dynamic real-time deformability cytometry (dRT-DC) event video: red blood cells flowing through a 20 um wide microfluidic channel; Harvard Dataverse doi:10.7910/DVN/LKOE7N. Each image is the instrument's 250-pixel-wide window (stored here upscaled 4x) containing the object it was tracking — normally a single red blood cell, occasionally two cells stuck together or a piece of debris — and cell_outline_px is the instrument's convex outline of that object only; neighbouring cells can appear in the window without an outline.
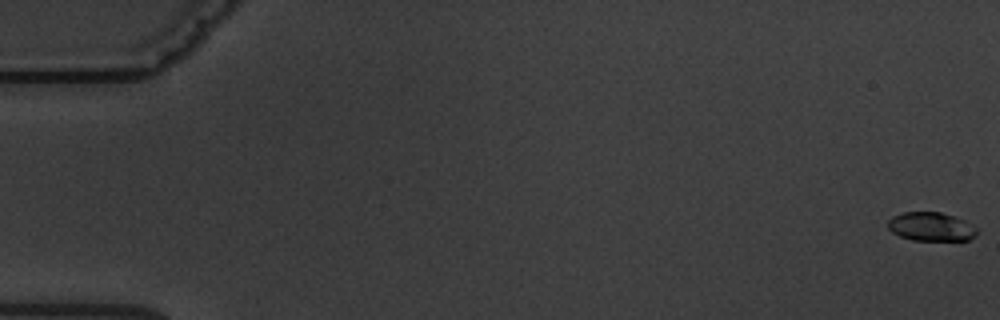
{"species": "common noctule bat (a hibernating species)", "species_latin": "Nyctalus noctula", "temperature_condition": "warm", "stored_images_in_passage": 7, "camera_frame_rate_fps": 3000, "um_per_image_px": 0.085, "animal": {"sex": "male", "body_mass_g": 19.5, "forearm_length_mm": 54.6}, "frame": {"image": 1, "passage_image": 1, "time_ms": 0.0, "image_size_px": [1000, 320], "cell_outline_px": [[976, 232], [968, 240], [912, 240], [900, 236], [892, 232], [888, 228], [888, 220], [892, 216], [904, 212], [940, 212], [964, 220], [976, 228]], "centroid_in_image_um": [79.09, 19.26], "position_along_channel_um": 5.9, "area_um2": 14.68}}
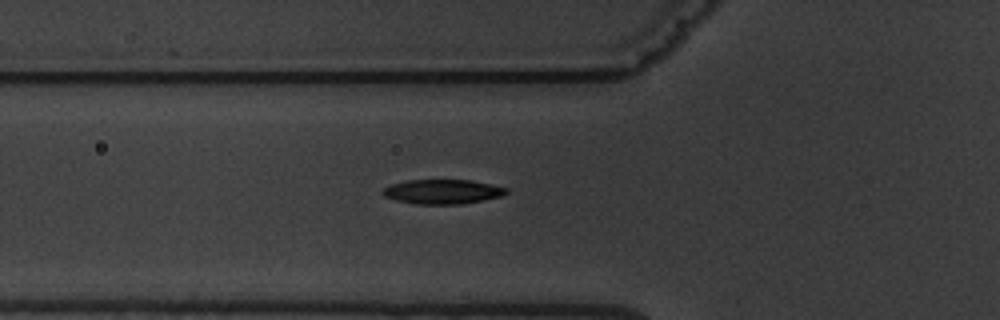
{"frame": {"image": 2, "passage_image": 7, "time_ms": 8.667, "image_size_px": [1000, 320], "cell_outline_px": [[508, 192], [504, 196], [484, 200], [460, 204], [416, 204], [396, 200], [384, 196], [380, 192], [384, 188], [392, 184], [408, 180], [472, 180], [508, 188]], "centroid_in_image_um": [37.64, 16.29], "position_along_channel_um": 88.2, "area_um2": 17.69}}